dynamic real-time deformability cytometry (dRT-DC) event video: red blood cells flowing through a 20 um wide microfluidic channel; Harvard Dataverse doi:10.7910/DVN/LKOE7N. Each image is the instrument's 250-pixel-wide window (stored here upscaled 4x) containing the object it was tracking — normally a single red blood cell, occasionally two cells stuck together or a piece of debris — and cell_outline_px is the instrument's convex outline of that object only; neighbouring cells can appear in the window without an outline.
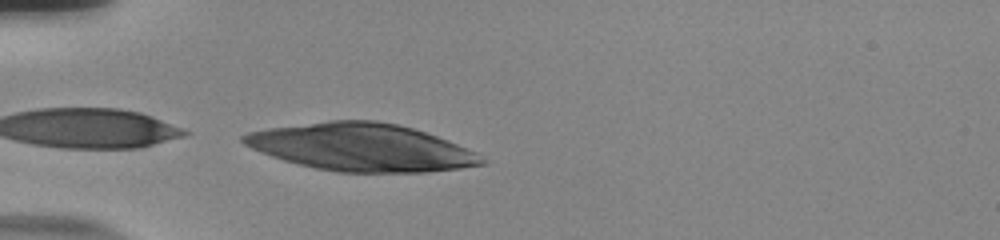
{"species": "human", "species_latin": "Homo sapiens", "temperature_condition": "room temperature", "stored_images_in_passage": 13, "camera_frame_rate_fps": 3000, "um_per_image_px": 0.085, "donor": {"sex": "male"}, "frame": {"image": 1, "passage_image": 13, "time_ms": 4.0, "image_size_px": [1000, 240], "cell_outline_px": [[488, 164], [460, 168], [428, 172], [336, 172], [316, 168], [284, 160], [260, 152], [244, 144], [240, 140], [240, 136], [248, 132], [268, 128], [328, 120], [376, 120], [396, 124], [412, 128], [448, 140], [476, 152]], "centroid_in_image_um": [30.71, 12.52], "position_along_channel_um": 54.3, "area_um2": 65.78}}